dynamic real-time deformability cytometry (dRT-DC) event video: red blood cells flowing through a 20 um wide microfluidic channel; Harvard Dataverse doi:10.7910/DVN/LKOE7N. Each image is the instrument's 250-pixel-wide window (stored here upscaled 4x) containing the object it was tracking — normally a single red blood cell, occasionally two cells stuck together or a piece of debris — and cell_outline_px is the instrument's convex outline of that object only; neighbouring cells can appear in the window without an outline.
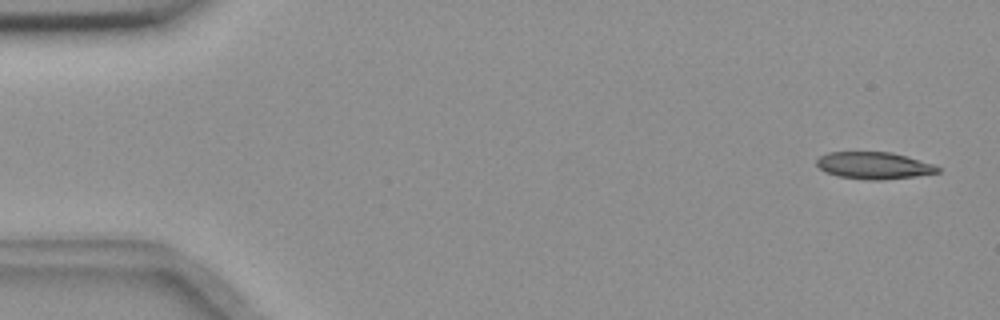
{"species": "common noctule bat (a hibernating species)", "species_latin": "Nyctalus noctula", "temperature_condition": "room temperature", "stored_images_in_passage": 56, "camera_frame_rate_fps": 3000, "um_per_image_px": 0.085, "animal": {"sex": "female", "body_mass_g": 18.4}, "frame": {"image": 1, "passage_image": 2, "time_ms": 0.333, "image_size_px": [1000, 320], "cell_outline_px": [[940, 172], [916, 176], [880, 180], [868, 180], [836, 176], [824, 172], [816, 164], [816, 160], [820, 156], [828, 152], [892, 152], [936, 164], [940, 168]], "centroid_in_image_um": [74.29, 14.07], "position_along_channel_um": 10.7, "area_um2": 19.25}}
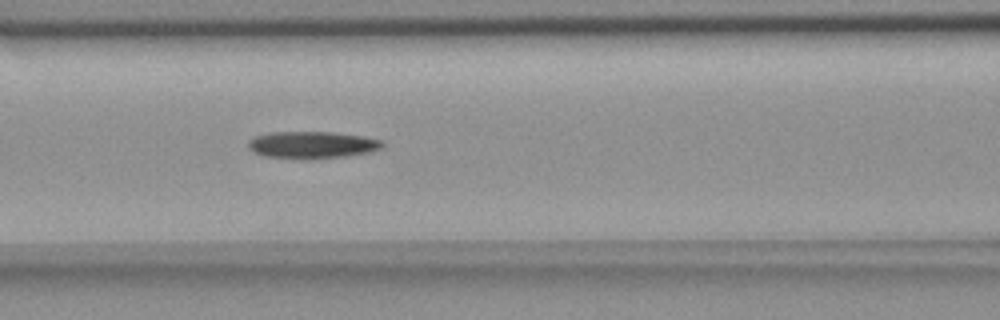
{"frame": {"image": 2, "passage_image": 23, "time_ms": 7.333, "image_size_px": [1000, 320], "cell_outline_px": [[384, 144], [380, 148], [368, 152], [348, 156], [308, 160], [300, 160], [260, 156], [252, 152], [248, 148], [248, 140], [252, 136], [272, 132], [332, 132], [364, 136], [380, 140]], "centroid_in_image_um": [26.43, 12.33], "position_along_channel_um": 140.2, "area_um2": 21.68}}
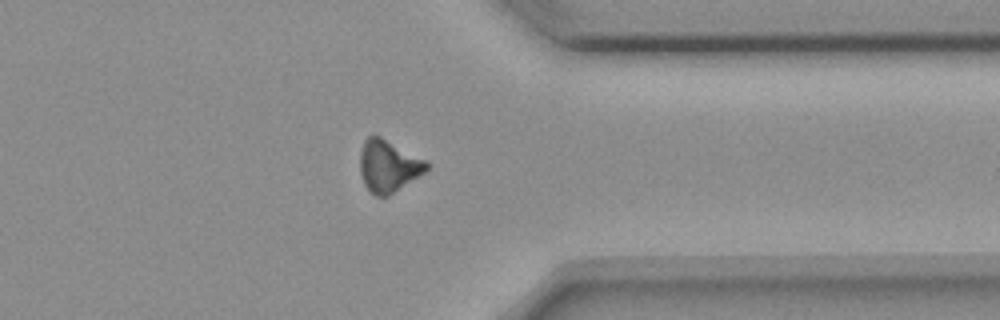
{"frame": {"image": 3, "passage_image": 43, "time_ms": 14.0, "image_size_px": [1000, 320], "cell_outline_px": [[428, 168], [424, 172], [388, 196], [376, 196], [368, 192], [364, 184], [360, 172], [360, 152], [364, 140], [368, 136], [380, 136], [428, 160]], "centroid_in_image_um": [32.99, 14.11], "position_along_channel_um": 378.4, "area_um2": 20.23}}